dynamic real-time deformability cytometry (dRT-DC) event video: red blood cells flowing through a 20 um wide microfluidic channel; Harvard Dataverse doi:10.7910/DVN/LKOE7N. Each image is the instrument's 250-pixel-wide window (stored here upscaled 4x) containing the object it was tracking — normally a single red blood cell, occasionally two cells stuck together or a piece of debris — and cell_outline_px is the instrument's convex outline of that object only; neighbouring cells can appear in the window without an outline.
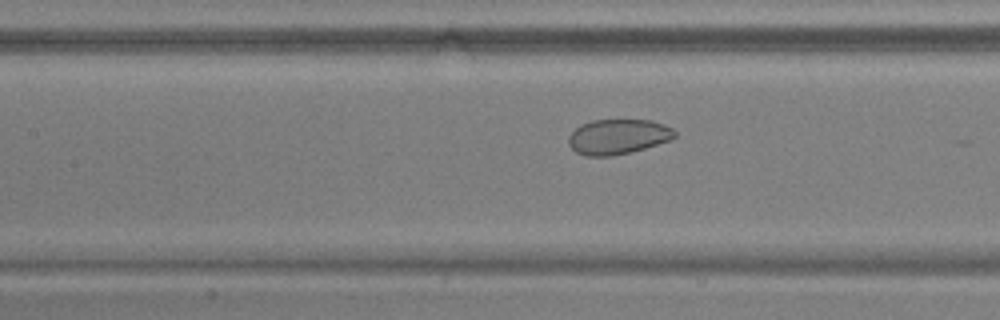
{"species": "common noctule bat (a hibernating species)", "species_latin": "Nyctalus noctula", "temperature_condition": "warm", "stored_images_in_passage": 54, "camera_frame_rate_fps": 3000, "um_per_image_px": 0.085, "animal": {"sex": "male", "body_mass_g": 17.9, "forearm_length_mm": 54.2}, "frame": {"image": 1, "passage_image": 25, "time_ms": 8.0, "image_size_px": [1000, 320], "cell_outline_px": [[676, 136], [668, 140], [632, 152], [612, 156], [588, 156], [576, 152], [568, 144], [568, 136], [580, 124], [592, 120], [652, 120], [664, 124], [672, 128], [676, 132]], "centroid_in_image_um": [52.5, 11.61], "position_along_channel_um": 154.9, "area_um2": 21.68}}
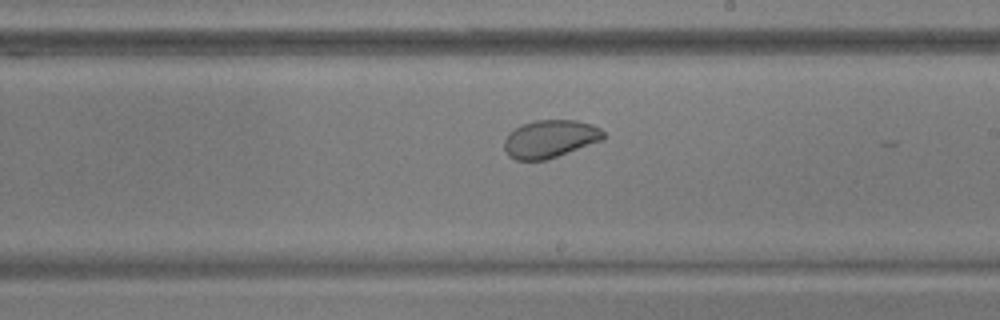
{"frame": {"image": 2, "passage_image": 32, "time_ms": 10.333, "image_size_px": [1000, 320], "cell_outline_px": [[604, 140], [544, 160], [516, 160], [508, 156], [504, 148], [504, 140], [508, 132], [520, 124], [536, 120], [576, 120], [592, 124], [600, 128], [604, 132]], "centroid_in_image_um": [46.73, 11.79], "position_along_channel_um": 242.3, "area_um2": 21.96}}
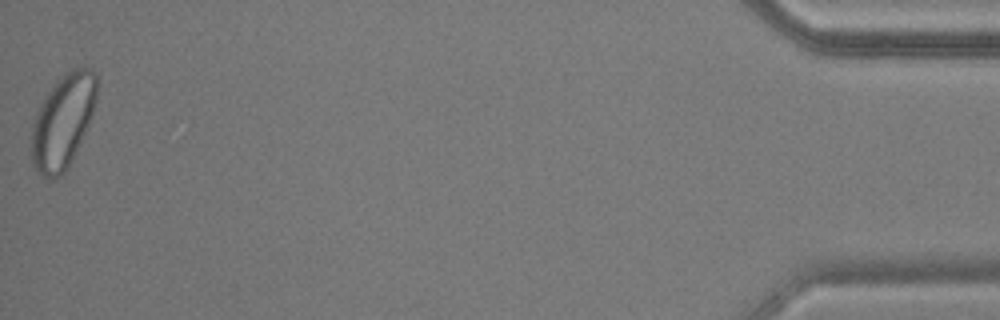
{"frame": {"image": 3, "passage_image": 54, "time_ms": 17.667, "image_size_px": [1000, 320], "cell_outline_px": [[96, 96], [92, 116], [76, 152], [64, 172], [60, 176], [52, 180], [48, 180], [40, 176], [32, 164], [32, 124], [36, 112], [40, 104], [56, 80], [72, 68], [84, 64], [92, 68], [96, 72]], "centroid_in_image_um": [5.35, 10.29], "position_along_channel_um": 429.9, "area_um2": 35.95}, "authors_computed_cell_mechanics": {"area_um2": 29.2757, "velocity_mm_per_s": 3.7552, "shape_relaxation_time_tau1_ms": null, "shape_relaxation_time_tau2_ms": 0.8196, "deformation_change_tau1": null, "deformation_change_tau2": 0.0352}}